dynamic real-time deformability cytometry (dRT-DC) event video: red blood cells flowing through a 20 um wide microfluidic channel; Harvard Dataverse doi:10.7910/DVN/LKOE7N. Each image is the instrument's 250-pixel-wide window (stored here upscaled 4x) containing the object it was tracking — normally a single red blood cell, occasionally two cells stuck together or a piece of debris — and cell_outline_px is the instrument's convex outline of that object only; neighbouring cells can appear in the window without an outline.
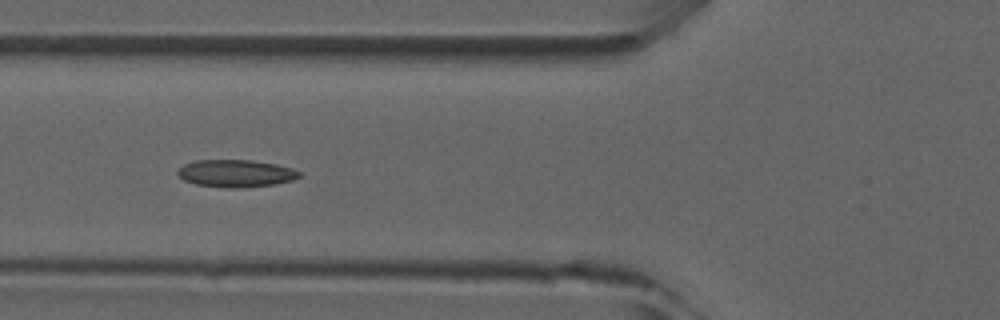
{"species": "common noctule bat (a hibernating species)", "species_latin": "Nyctalus noctula", "temperature_condition": "room temperature", "stored_images_in_passage": 4, "camera_frame_rate_fps": 3000, "um_per_image_px": 0.085, "animal": {"sex": "male", "forearm_length_mm": 52.5}, "frame": {"image": 1, "passage_image": 4, "time_ms": 3.333, "image_size_px": [1000, 320], "cell_outline_px": [[300, 176], [292, 180], [272, 184], [240, 188], [228, 188], [196, 184], [184, 180], [176, 172], [184, 164], [196, 160], [252, 160], [276, 164], [292, 168], [300, 172]], "centroid_in_image_um": [20.04, 14.73], "position_along_channel_um": 105.8, "area_um2": 19.25}}